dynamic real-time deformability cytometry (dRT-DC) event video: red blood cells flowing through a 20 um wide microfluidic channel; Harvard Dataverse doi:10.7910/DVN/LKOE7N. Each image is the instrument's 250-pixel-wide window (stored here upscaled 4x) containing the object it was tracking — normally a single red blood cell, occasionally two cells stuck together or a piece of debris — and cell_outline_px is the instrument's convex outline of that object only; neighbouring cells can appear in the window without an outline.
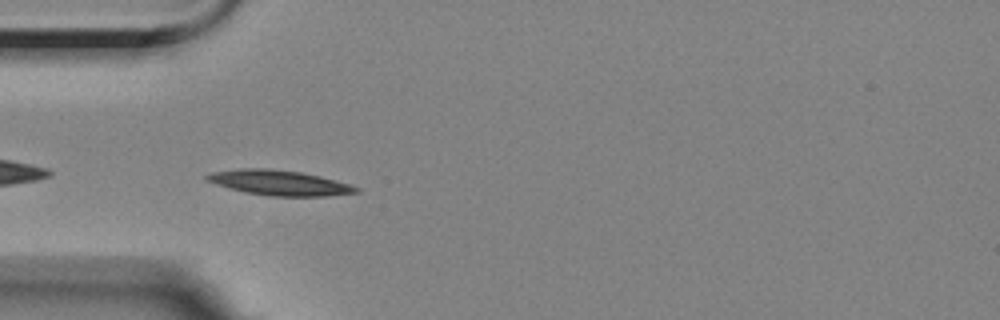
{"species": "Egyptian fruit bat (a non-hibernating species)", "species_latin": "Rousettus aegyptiacus", "temperature_condition": "room temperature", "stored_images_in_passage": 42, "camera_frame_rate_fps": 3000, "um_per_image_px": 0.085, "animal": {"sex": "female"}, "frame": {"image": 1, "passage_image": 2, "time_ms": 0.333, "image_size_px": [1000, 320], "cell_outline_px": [[360, 192], [328, 196], [272, 196], [244, 192], [216, 184], [204, 180], [204, 176], [212, 172], [240, 168], [268, 168], [300, 172], [320, 176], [348, 184], [360, 188]], "centroid_in_image_um": [23.72, 15.53], "position_along_channel_um": 61.3, "area_um2": 21.79}}
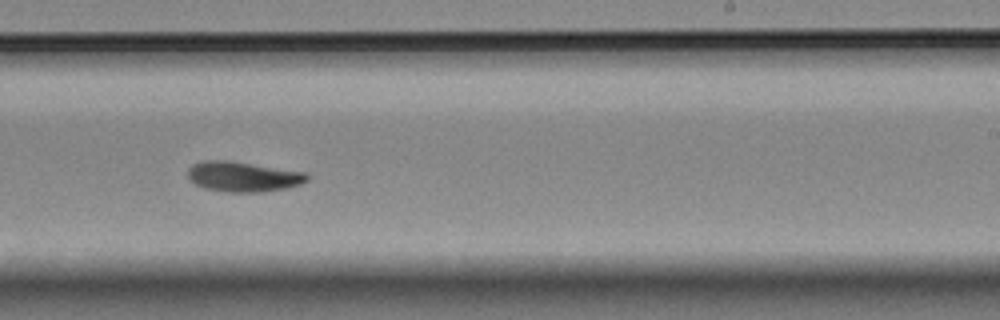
{"frame": {"image": 2, "passage_image": 20, "time_ms": 6.333, "image_size_px": [1000, 320], "cell_outline_px": [[308, 180], [300, 184], [284, 188], [264, 192], [228, 192], [204, 188], [196, 184], [188, 176], [188, 168], [192, 164], [204, 160], [228, 160], [304, 172], [308, 176]], "centroid_in_image_um": [20.63, 15.01], "position_along_channel_um": 268.4, "area_um2": 20.75}}
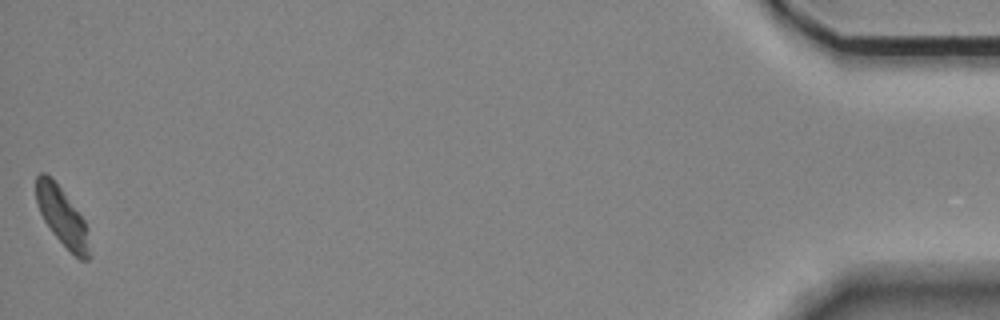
{"frame": {"image": 3, "passage_image": 42, "time_ms": 13.667, "image_size_px": [1000, 320], "cell_outline_px": [[92, 256], [88, 260], [80, 260], [52, 232], [44, 220], [40, 212], [36, 200], [36, 176], [40, 172], [44, 172], [60, 188], [84, 220], [88, 228]], "centroid_in_image_um": [5.32, 18.47], "position_along_channel_um": 429.9, "area_um2": 17.86}, "authors_computed_cell_mechanics": {"area_um2": 20.1722, "velocity_mm_per_s": 3.4804, "shape_relaxation_time_tau1_ms": 5.32, "shape_relaxation_time_tau2_ms": null, "deformation_change_tau1": 0.1493, "deformation_change_tau2": null}}